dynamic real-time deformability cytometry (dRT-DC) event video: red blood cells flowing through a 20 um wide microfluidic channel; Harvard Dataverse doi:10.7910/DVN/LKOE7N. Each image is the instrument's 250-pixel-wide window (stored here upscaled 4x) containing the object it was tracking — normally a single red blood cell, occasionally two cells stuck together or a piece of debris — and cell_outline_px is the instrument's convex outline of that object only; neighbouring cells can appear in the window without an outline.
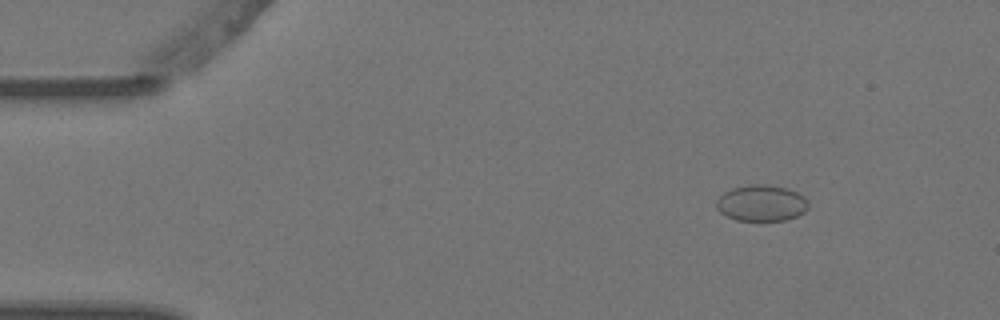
{"species": "Egyptian fruit bat (a non-hibernating species)", "species_latin": "Rousettus aegyptiacus", "temperature_condition": "warm", "stored_images_in_passage": 6, "camera_frame_rate_fps": 3000, "um_per_image_px": 0.085, "animal": {"sex": "female"}, "frame": {"image": 1, "passage_image": 1, "time_ms": 0.0, "image_size_px": [1000, 320], "cell_outline_px": [[808, 208], [804, 212], [796, 216], [784, 220], [736, 220], [720, 212], [716, 208], [716, 200], [724, 192], [732, 188], [752, 184], [768, 184], [784, 188], [796, 192], [804, 196], [808, 200]], "centroid_in_image_um": [64.72, 17.25], "position_along_channel_um": 20.3, "area_um2": 19.31}}
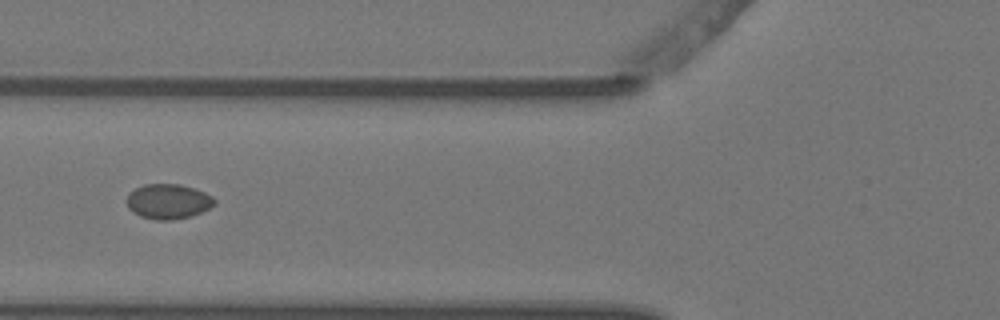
{"frame": {"image": 2, "passage_image": 4, "time_ms": 1.0, "image_size_px": [1000, 320], "cell_outline_px": [[216, 204], [192, 216], [172, 220], [156, 220], [140, 216], [132, 212], [128, 208], [128, 192], [144, 184], [180, 184], [196, 188], [212, 196], [216, 200]], "centroid_in_image_um": [14.3, 17.12], "position_along_channel_um": 111.5, "area_um2": 17.98}}
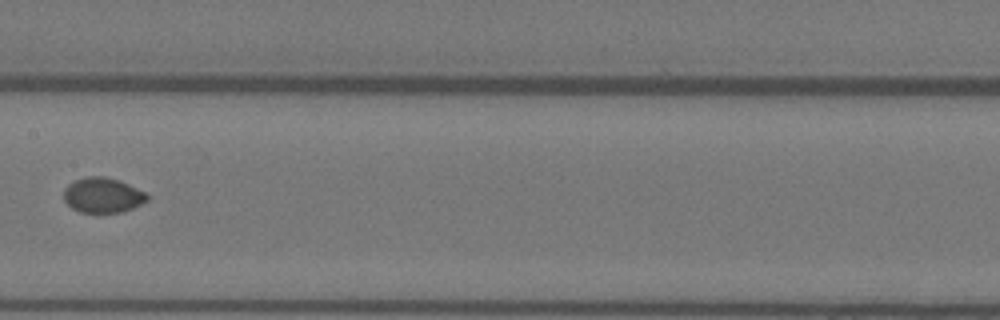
{"frame": {"image": 3, "passage_image": 6, "time_ms": 1.667, "image_size_px": [1000, 320], "cell_outline_px": [[148, 200], [124, 212], [80, 212], [72, 208], [64, 200], [64, 188], [68, 184], [76, 180], [88, 176], [104, 176], [120, 180], [144, 192], [148, 196]], "centroid_in_image_um": [8.72, 16.59], "position_along_channel_um": 198.7, "area_um2": 16.94}}